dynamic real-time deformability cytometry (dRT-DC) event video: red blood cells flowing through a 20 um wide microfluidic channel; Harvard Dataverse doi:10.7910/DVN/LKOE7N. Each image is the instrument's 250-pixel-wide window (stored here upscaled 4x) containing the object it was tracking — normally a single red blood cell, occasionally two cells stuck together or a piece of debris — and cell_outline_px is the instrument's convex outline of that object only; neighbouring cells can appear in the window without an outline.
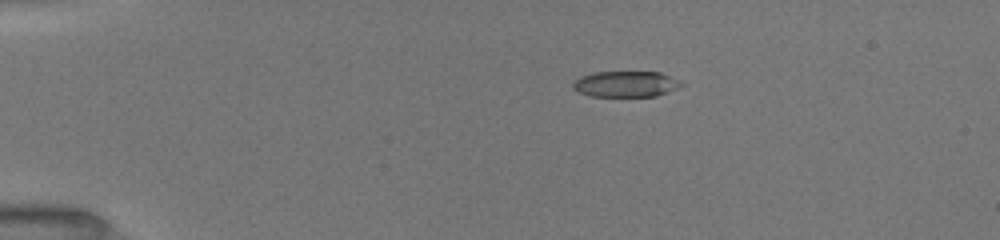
{"species": "common noctule bat (a hibernating species)", "species_latin": "Nyctalus noctula", "temperature_condition": "room temperature", "stored_images_in_passage": 42, "camera_frame_rate_fps": 3000, "um_per_image_px": 0.085, "animal": {"sex": "female", "body_mass_g": 19.5, "forearm_length_mm": 54.1}, "frame": {"image": 1, "passage_image": 1, "time_ms": 0.0, "image_size_px": [1000, 240], "cell_outline_px": [[684, 84], [668, 92], [656, 96], [588, 96], [576, 92], [572, 88], [572, 84], [580, 76], [592, 72], [660, 72], [680, 80]], "centroid_in_image_um": [53.15, 7.14], "position_along_channel_um": 31.8, "area_um2": 16.47}}
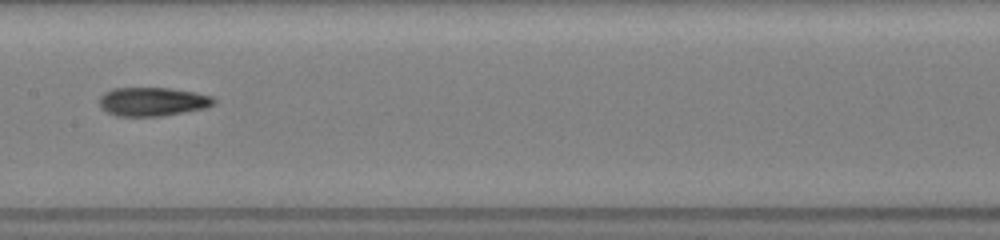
{"frame": {"image": 2, "passage_image": 18, "time_ms": 5.667, "image_size_px": [1000, 240], "cell_outline_px": [[216, 104], [208, 108], [160, 116], [116, 116], [100, 108], [100, 96], [104, 92], [112, 88], [168, 88], [196, 92], [212, 96], [216, 100]], "centroid_in_image_um": [13.0, 8.64], "position_along_channel_um": 194.4, "area_um2": 19.36}}
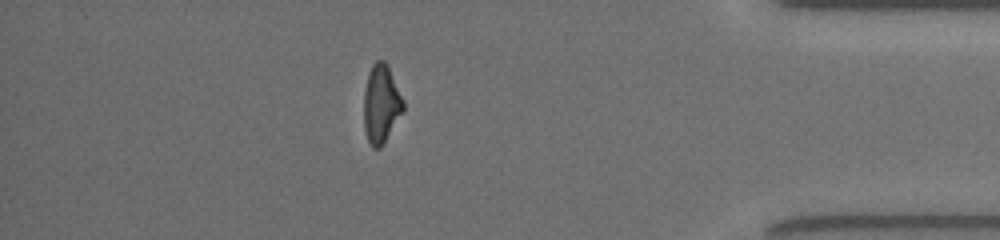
{"frame": {"image": 3, "passage_image": 36, "time_ms": 11.667, "image_size_px": [1000, 240], "cell_outline_px": [[404, 108], [380, 148], [372, 148], [368, 140], [364, 128], [364, 92], [368, 72], [372, 64], [376, 60], [384, 60], [388, 64], [404, 100]], "centroid_in_image_um": [32.39, 8.78], "position_along_channel_um": 402.8, "area_um2": 17.92}, "authors_computed_cell_mechanics": {"area_um2": 18.2648, "velocity_mm_per_s": 4.0273, "shape_relaxation_time_tau1_ms": 7.6848, "shape_relaxation_time_tau2_ms": 4.226, "deformation_change_tau1": 0.2389, "deformation_change_tau2": 0.1201}}